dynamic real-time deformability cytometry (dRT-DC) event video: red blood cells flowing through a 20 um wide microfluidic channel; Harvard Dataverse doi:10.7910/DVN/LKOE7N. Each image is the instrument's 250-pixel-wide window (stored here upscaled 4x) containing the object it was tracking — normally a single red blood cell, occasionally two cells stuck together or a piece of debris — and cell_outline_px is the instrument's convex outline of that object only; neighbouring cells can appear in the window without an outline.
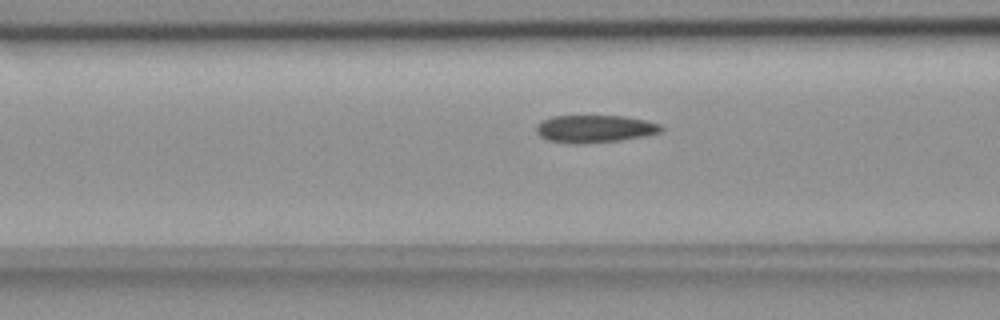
{"species": "common noctule bat (a hibernating species)", "species_latin": "Nyctalus noctula", "temperature_condition": "room temperature", "stored_images_in_passage": 53, "camera_frame_rate_fps": 3000, "um_per_image_px": 0.085, "animal": {"sex": "female", "body_mass_g": 18.4}, "frame": {"image": 1, "passage_image": 22, "time_ms": 7.0, "image_size_px": [1000, 320], "cell_outline_px": [[664, 128], [660, 132], [644, 136], [620, 140], [584, 144], [576, 144], [548, 140], [540, 136], [536, 132], [536, 124], [552, 116], [624, 116], [644, 120], [660, 124]], "centroid_in_image_um": [50.54, 10.95], "position_along_channel_um": 116.1, "area_um2": 20.0}}
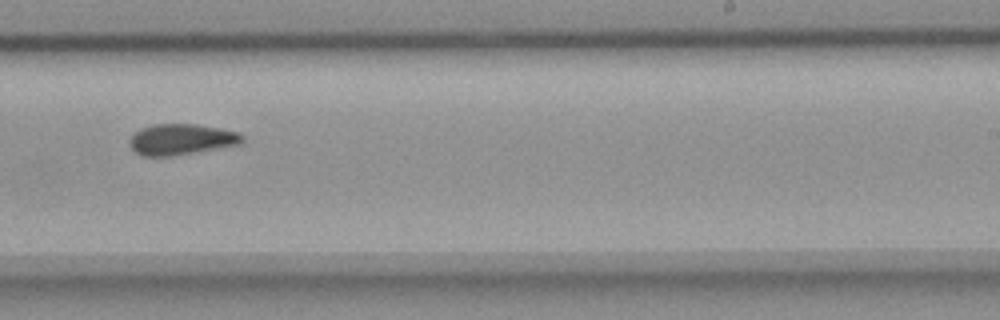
{"frame": {"image": 2, "passage_image": 35, "time_ms": 11.333, "image_size_px": [1000, 320], "cell_outline_px": [[244, 140], [240, 144], [172, 156], [144, 156], [136, 152], [132, 148], [128, 140], [140, 128], [152, 124], [196, 124], [220, 128], [240, 132], [244, 136]], "centroid_in_image_um": [15.42, 11.84], "position_along_channel_um": 273.6, "area_um2": 20.29}}
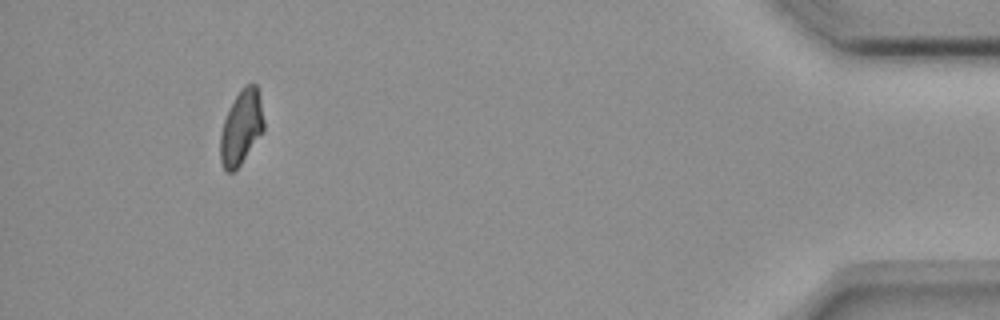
{"frame": {"image": 3, "passage_image": 52, "time_ms": 17.0, "image_size_px": [1000, 320], "cell_outline_px": [[264, 128], [240, 164], [232, 172], [228, 172], [224, 168], [220, 160], [220, 136], [224, 120], [240, 88], [244, 84], [256, 84], [260, 100], [264, 120]], "centroid_in_image_um": [20.49, 10.81], "position_along_channel_um": 414.7, "area_um2": 18.32}}